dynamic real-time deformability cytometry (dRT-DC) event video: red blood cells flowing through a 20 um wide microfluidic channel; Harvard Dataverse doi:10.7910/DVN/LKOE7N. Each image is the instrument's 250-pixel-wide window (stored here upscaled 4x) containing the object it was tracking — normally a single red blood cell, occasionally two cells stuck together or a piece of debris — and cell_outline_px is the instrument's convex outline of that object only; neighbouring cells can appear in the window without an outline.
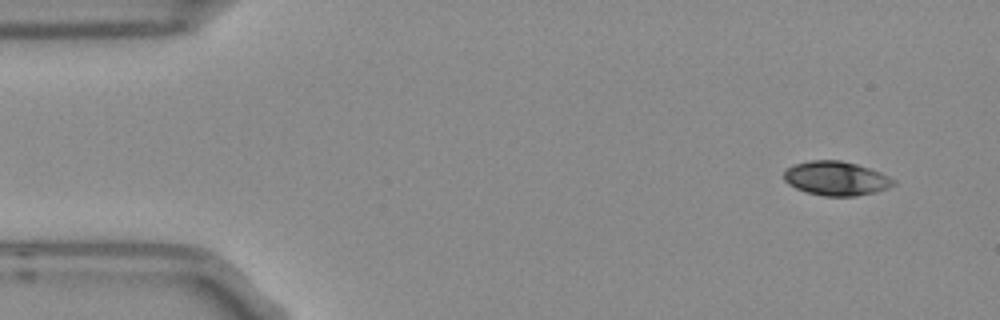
{"species": "Egyptian fruit bat (a non-hibernating species)", "species_latin": "Rousettus aegyptiacus", "temperature_condition": "room temperature", "stored_images_in_passage": 5, "camera_frame_rate_fps": 3000, "um_per_image_px": 0.085, "frame": {"image": 1, "passage_image": 1, "time_ms": 0.0, "image_size_px": [1000, 320], "cell_outline_px": [[896, 184], [888, 188], [876, 192], [856, 196], [824, 196], [808, 192], [796, 188], [788, 184], [784, 180], [784, 172], [788, 168], [796, 164], [812, 160], [840, 160], [856, 164], [880, 172], [896, 180]], "centroid_in_image_um": [71.1, 15.17], "position_along_channel_um": 13.9, "area_um2": 21.68}}
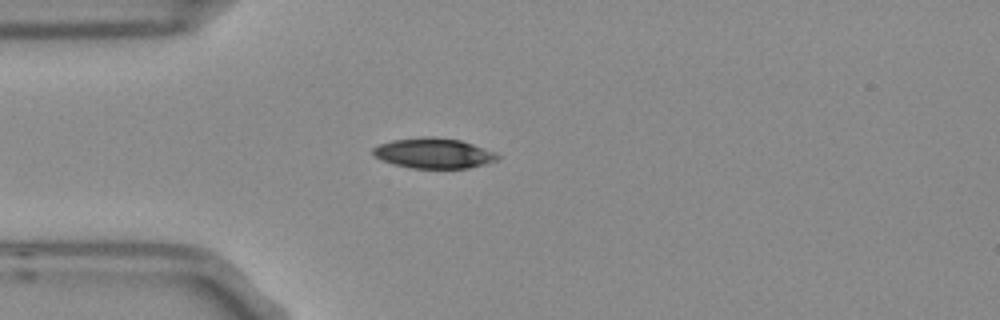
{"frame": {"image": 2, "passage_image": 3, "time_ms": 0.667, "image_size_px": [1000, 320], "cell_outline_px": [[500, 160], [468, 168], [412, 168], [392, 164], [376, 156], [372, 152], [372, 148], [380, 144], [392, 140], [428, 136], [460, 140], [472, 144], [492, 152], [500, 156]], "centroid_in_image_um": [36.85, 13.03], "position_along_channel_um": 48.1, "area_um2": 21.68}}
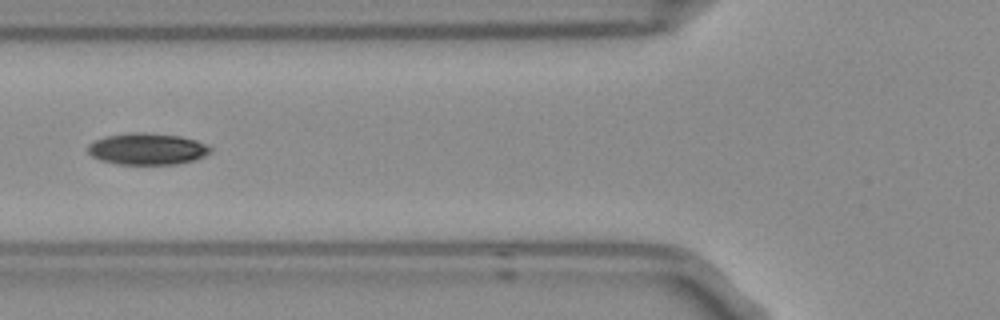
{"frame": {"image": 3, "passage_image": 5, "time_ms": 1.333, "image_size_px": [1000, 320], "cell_outline_px": [[212, 152], [196, 160], [176, 164], [116, 164], [100, 160], [92, 156], [88, 152], [88, 144], [96, 140], [108, 136], [132, 132], [140, 132], [180, 136], [196, 140], [212, 148]], "centroid_in_image_um": [12.53, 12.67], "position_along_channel_um": 113.3, "area_um2": 22.48}}